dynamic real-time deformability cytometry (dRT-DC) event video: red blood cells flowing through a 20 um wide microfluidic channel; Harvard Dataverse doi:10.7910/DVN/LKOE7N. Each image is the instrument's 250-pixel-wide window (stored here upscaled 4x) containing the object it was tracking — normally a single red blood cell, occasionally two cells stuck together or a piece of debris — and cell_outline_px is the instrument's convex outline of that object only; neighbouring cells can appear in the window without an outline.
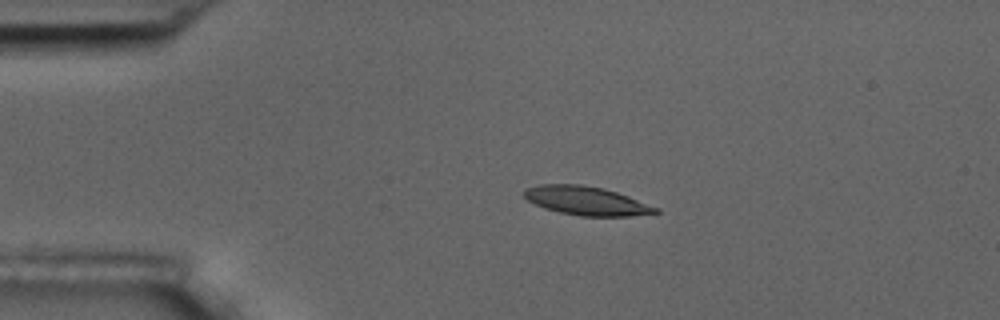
{"species": "common noctule bat (a hibernating species)", "species_latin": "Nyctalus noctula", "temperature_condition": "room temperature", "stored_images_in_passage": 3, "camera_frame_rate_fps": 3000, "um_per_image_px": 0.085, "animal": {"sex": "male", "body_mass_g": 17.5, "forearm_length_mm": 52.3}, "frame": {"image": 1, "passage_image": 2, "time_ms": 2.0, "image_size_px": [1000, 320], "cell_outline_px": [[660, 212], [628, 216], [580, 216], [560, 212], [544, 208], [528, 200], [524, 196], [524, 188], [540, 184], [580, 184], [604, 188], [628, 196], [660, 208]], "centroid_in_image_um": [49.84, 17.06], "position_along_channel_um": 35.2, "area_um2": 21.96}}